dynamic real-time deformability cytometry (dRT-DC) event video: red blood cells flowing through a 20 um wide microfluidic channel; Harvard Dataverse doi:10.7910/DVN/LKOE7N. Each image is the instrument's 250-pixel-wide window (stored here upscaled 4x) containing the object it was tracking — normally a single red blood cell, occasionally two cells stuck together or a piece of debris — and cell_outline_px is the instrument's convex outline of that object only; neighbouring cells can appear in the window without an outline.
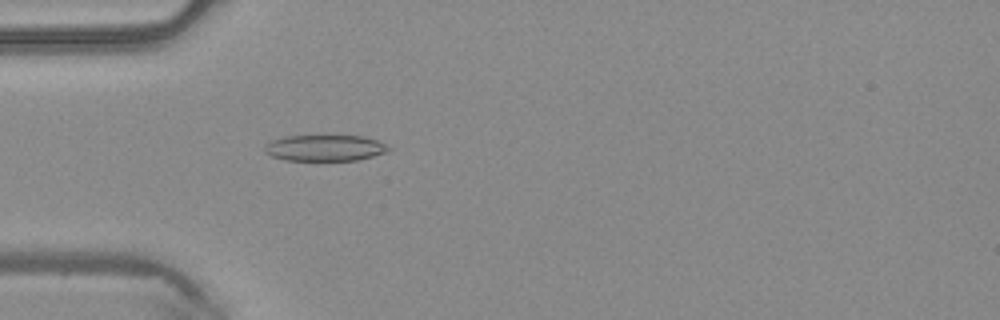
{"species": "common noctule bat (a hibernating species)", "species_latin": "Nyctalus noctula", "temperature_condition": "warm", "stored_images_in_passage": 3, "camera_frame_rate_fps": 3000, "um_per_image_px": 0.085, "animal": {"sex": "male", "body_mass_g": 20.4}, "frame": {"image": 1, "passage_image": 3, "time_ms": 0.667, "image_size_px": [1000, 320], "cell_outline_px": [[392, 148], [388, 152], [356, 160], [284, 160], [272, 156], [264, 152], [264, 144], [272, 140], [288, 136], [364, 136], [376, 140]], "centroid_in_image_um": [27.6, 12.58], "position_along_channel_um": 57.4, "area_um2": 18.79}}